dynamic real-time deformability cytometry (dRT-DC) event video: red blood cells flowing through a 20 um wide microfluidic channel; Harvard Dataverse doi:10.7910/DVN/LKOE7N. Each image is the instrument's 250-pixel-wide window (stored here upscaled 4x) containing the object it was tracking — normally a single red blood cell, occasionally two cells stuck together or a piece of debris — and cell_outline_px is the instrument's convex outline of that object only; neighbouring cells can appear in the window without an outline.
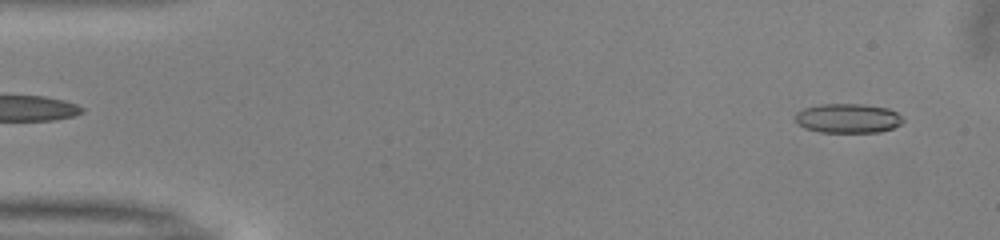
{"species": "common noctule bat (a hibernating species)", "species_latin": "Nyctalus noctula", "temperature_condition": "warm", "stored_images_in_passage": 50, "camera_frame_rate_fps": 3000, "um_per_image_px": 0.085, "animal": {"sex": "male", "body_mass_g": 13.0, "forearm_length_mm": 53.1}, "frame": {"image": 1, "passage_image": 3, "time_ms": 0.667, "image_size_px": [1000, 240], "cell_outline_px": [[904, 120], [900, 124], [892, 128], [880, 132], [820, 132], [804, 128], [796, 124], [796, 112], [804, 108], [820, 104], [864, 104], [888, 108], [896, 112]], "centroid_in_image_um": [72.05, 10.05], "position_along_channel_um": 13.0, "area_um2": 18.5}}
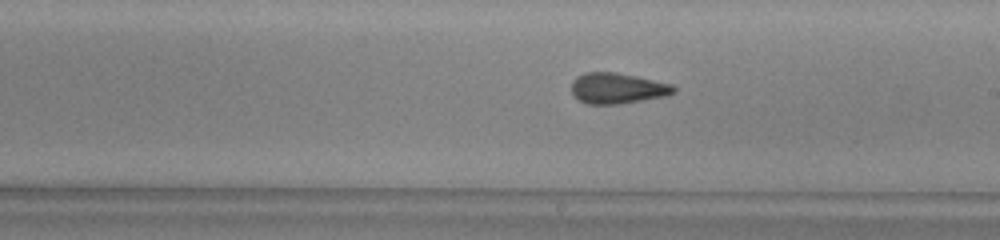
{"frame": {"image": 2, "passage_image": 28, "time_ms": 9.0, "image_size_px": [1000, 240], "cell_outline_px": [[676, 92], [668, 96], [620, 104], [588, 104], [572, 96], [572, 80], [576, 76], [584, 72], [616, 72], [636, 76], [672, 84], [676, 88]], "centroid_in_image_um": [52.48, 7.5], "position_along_channel_um": 236.5, "area_um2": 18.55}}
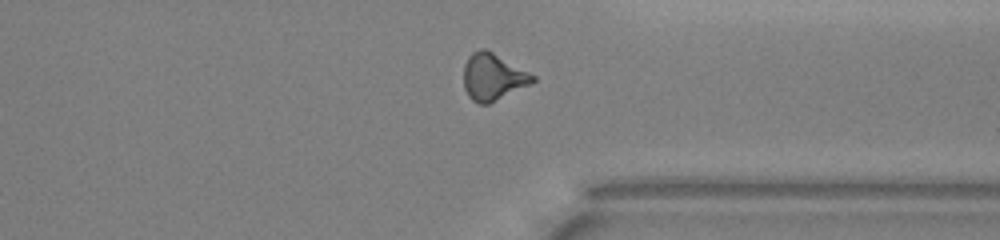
{"frame": {"image": 3, "passage_image": 38, "time_ms": 12.333, "image_size_px": [1000, 240], "cell_outline_px": [[536, 80], [532, 84], [488, 104], [480, 104], [472, 100], [468, 96], [464, 88], [464, 64], [468, 56], [472, 52], [480, 48], [484, 48], [492, 52], [536, 76]], "centroid_in_image_um": [41.89, 6.54], "position_along_channel_um": 369.5, "area_um2": 18.84}, "authors_computed_cell_mechanics": {"area_um2": 18.207, "velocity_mm_per_s": 4.0534, "shape_relaxation_time_tau1_ms": 9.7945, "shape_relaxation_time_tau2_ms": 1.9808, "deformation_change_tau1": 0.2322, "deformation_change_tau2": 0.1115}}